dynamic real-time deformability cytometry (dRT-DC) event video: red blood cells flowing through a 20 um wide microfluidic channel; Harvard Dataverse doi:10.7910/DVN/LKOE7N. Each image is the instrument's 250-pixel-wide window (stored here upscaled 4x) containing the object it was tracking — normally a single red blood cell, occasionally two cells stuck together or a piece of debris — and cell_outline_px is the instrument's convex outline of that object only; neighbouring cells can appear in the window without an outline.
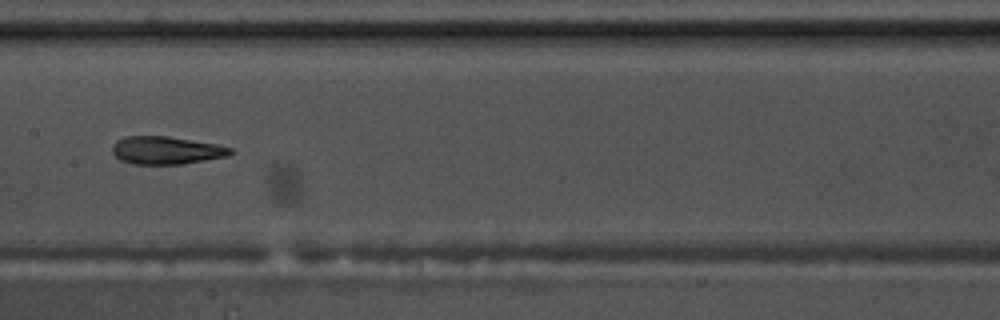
{"species": "common noctule bat (a hibernating species)", "species_latin": "Nyctalus noctula", "temperature_condition": "warm", "stored_images_in_passage": 15, "camera_frame_rate_fps": 3000, "um_per_image_px": 0.085, "animal": {"sex": "male", "body_mass_g": 17.5, "forearm_length_mm": 52.3}, "frame": {"image": 1, "passage_image": 7, "time_ms": 2.0, "image_size_px": [1000, 320], "cell_outline_px": [[236, 152], [228, 156], [180, 164], [132, 164], [120, 160], [112, 152], [112, 144], [116, 140], [128, 136], [168, 136], [216, 144], [232, 148]], "centroid_in_image_um": [14.13, 12.77], "position_along_channel_um": 193.3, "area_um2": 19.19}}
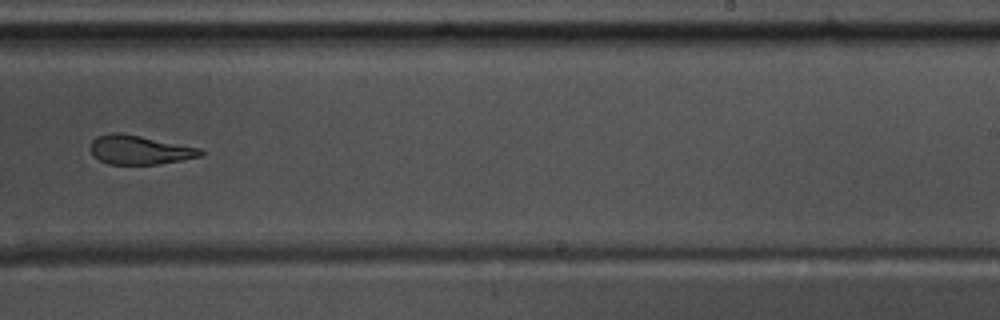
{"frame": {"image": 2, "passage_image": 9, "time_ms": 2.667, "image_size_px": [1000, 320], "cell_outline_px": [[204, 152], [200, 156], [160, 164], [108, 164], [92, 156], [92, 140], [96, 136], [112, 132], [120, 132], [200, 148]], "centroid_in_image_um": [11.83, 12.74], "position_along_channel_um": 277.2, "area_um2": 18.44}}
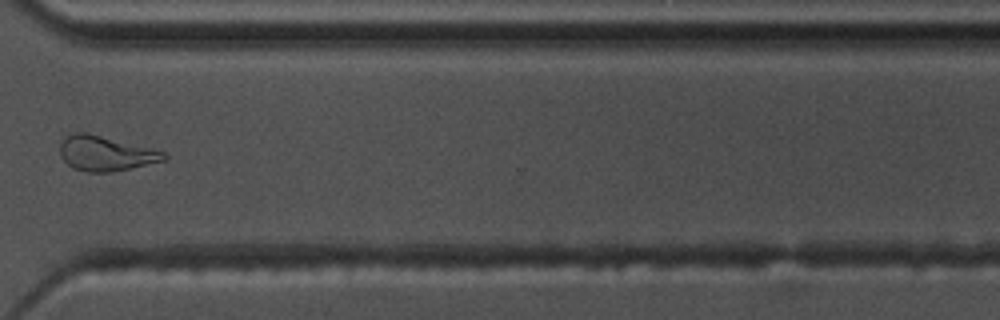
{"frame": {"image": 3, "passage_image": 11, "time_ms": 3.333, "image_size_px": [1000, 320], "cell_outline_px": [[168, 156], [164, 160], [132, 168], [112, 172], [88, 172], [72, 168], [60, 156], [60, 144], [72, 132], [84, 132], [164, 152]], "centroid_in_image_um": [8.94, 13.06], "position_along_channel_um": 361.7, "area_um2": 20.63}}